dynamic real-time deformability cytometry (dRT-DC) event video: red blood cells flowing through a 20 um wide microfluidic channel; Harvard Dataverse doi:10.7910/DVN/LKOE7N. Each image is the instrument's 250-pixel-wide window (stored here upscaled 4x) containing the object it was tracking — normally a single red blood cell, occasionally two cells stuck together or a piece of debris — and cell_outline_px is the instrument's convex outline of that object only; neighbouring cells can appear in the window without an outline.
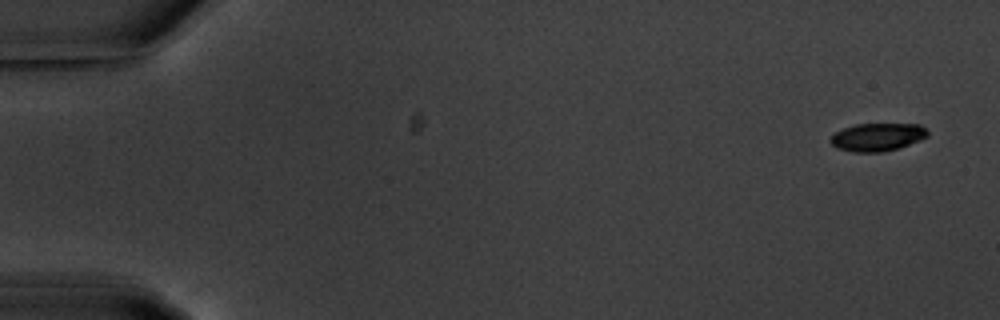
{"species": "common noctule bat (a hibernating species)", "species_latin": "Nyctalus noctula", "temperature_condition": "warm", "stored_images_in_passage": 10, "camera_frame_rate_fps": 3000, "um_per_image_px": 0.085, "animal": {"sex": "male", "body_mass_g": 20.1, "forearm_length_mm": 53.5}, "frame": {"image": 1, "passage_image": 1, "time_ms": 0.0, "image_size_px": [1000, 320], "cell_outline_px": [[928, 136], [920, 140], [884, 152], [852, 152], [836, 148], [828, 140], [836, 132], [844, 128], [856, 124], [920, 124], [928, 132]], "centroid_in_image_um": [74.55, 11.65], "position_along_channel_um": 10.4, "area_um2": 15.72}}
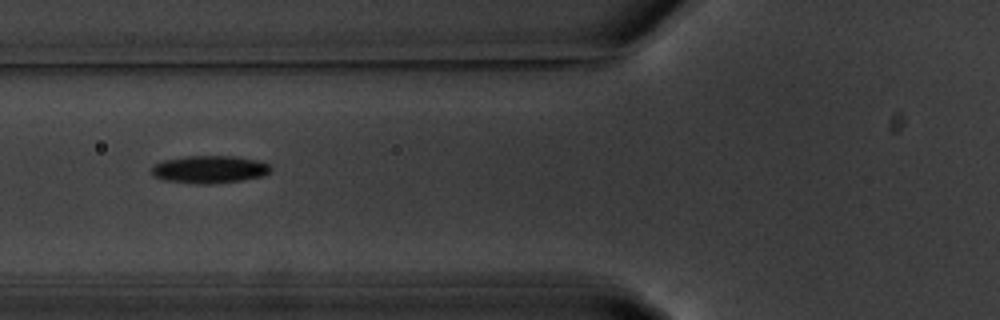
{"frame": {"image": 2, "passage_image": 7, "time_ms": 6.667, "image_size_px": [1000, 320], "cell_outline_px": [[272, 168], [264, 176], [240, 180], [212, 184], [196, 184], [164, 180], [152, 176], [152, 168], [156, 164], [164, 160], [184, 156], [236, 156], [256, 160], [268, 164]], "centroid_in_image_um": [17.79, 14.4], "position_along_channel_um": 108.0, "area_um2": 19.13}}
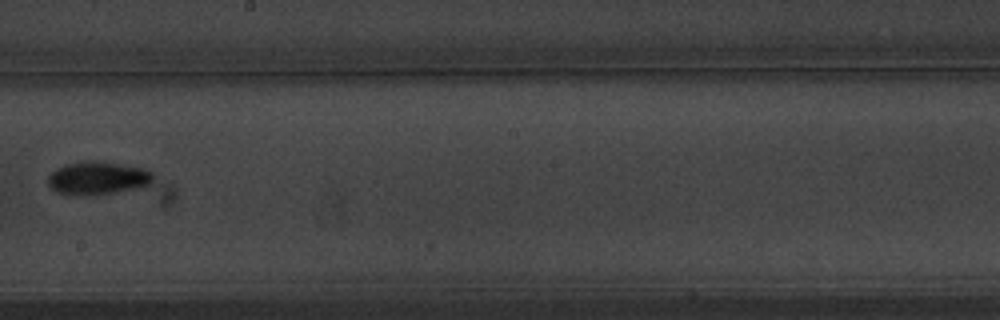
{"frame": {"image": 3, "passage_image": 10, "time_ms": 10.333, "image_size_px": [1000, 320], "cell_outline_px": [[152, 184], [144, 188], [88, 196], [72, 196], [56, 192], [48, 184], [48, 176], [56, 168], [68, 164], [84, 160], [96, 160], [144, 168], [152, 172]], "centroid_in_image_um": [8.32, 15.15], "position_along_channel_um": 239.9, "area_um2": 20.75}}